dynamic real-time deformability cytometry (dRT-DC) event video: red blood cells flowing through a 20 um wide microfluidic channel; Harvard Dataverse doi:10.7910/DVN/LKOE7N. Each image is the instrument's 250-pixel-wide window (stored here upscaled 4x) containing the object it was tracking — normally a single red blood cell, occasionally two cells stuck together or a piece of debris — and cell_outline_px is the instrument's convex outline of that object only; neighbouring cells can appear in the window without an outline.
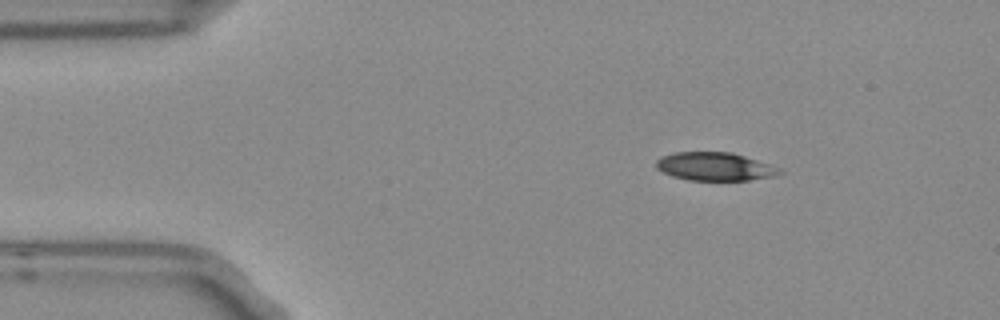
{"species": "Egyptian fruit bat (a non-hibernating species)", "species_latin": "Rousettus aegyptiacus", "temperature_condition": "room temperature", "stored_images_in_passage": 3, "camera_frame_rate_fps": 3000, "um_per_image_px": 0.085, "frame": {"image": 1, "passage_image": 1, "time_ms": 0.0, "image_size_px": [1000, 320], "cell_outline_px": [[784, 172], [776, 176], [748, 180], [688, 180], [672, 176], [656, 168], [656, 160], [660, 156], [676, 152], [732, 152], [780, 168]], "centroid_in_image_um": [60.75, 14.15], "position_along_channel_um": 24.3, "area_um2": 20.29}}
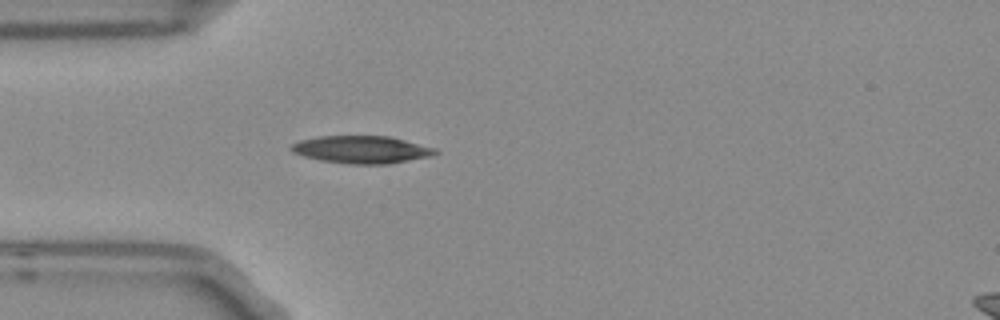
{"frame": {"image": 2, "passage_image": 3, "time_ms": 0.667, "image_size_px": [1000, 320], "cell_outline_px": [[440, 152], [432, 156], [388, 164], [348, 164], [320, 160], [304, 156], [292, 152], [288, 148], [292, 144], [300, 140], [316, 136], [388, 136], [436, 148]], "centroid_in_image_um": [30.72, 12.71], "position_along_channel_um": 54.3, "area_um2": 23.18}}